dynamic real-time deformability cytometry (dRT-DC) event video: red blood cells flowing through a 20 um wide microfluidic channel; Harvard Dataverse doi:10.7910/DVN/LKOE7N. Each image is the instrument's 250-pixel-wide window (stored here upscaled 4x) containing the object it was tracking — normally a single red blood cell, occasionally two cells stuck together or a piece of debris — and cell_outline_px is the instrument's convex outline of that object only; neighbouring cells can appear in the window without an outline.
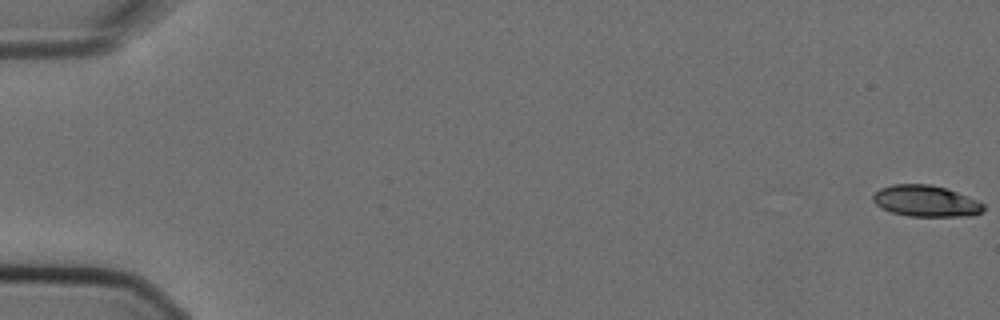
{"species": "Egyptian fruit bat (a non-hibernating species)", "species_latin": "Rousettus aegyptiacus", "temperature_condition": "cold", "stored_images_in_passage": 7, "camera_frame_rate_fps": 3000, "um_per_image_px": 0.085, "animal": {"sex": "female"}, "frame": {"image": 1, "passage_image": 1, "time_ms": 0.0, "image_size_px": [1000, 320], "cell_outline_px": [[984, 212], [976, 216], [908, 216], [892, 212], [876, 204], [872, 200], [872, 196], [880, 188], [892, 184], [932, 184], [948, 188], [976, 200], [984, 204]], "centroid_in_image_um": [78.73, 17.08], "position_along_channel_um": 6.3, "area_um2": 20.29}}
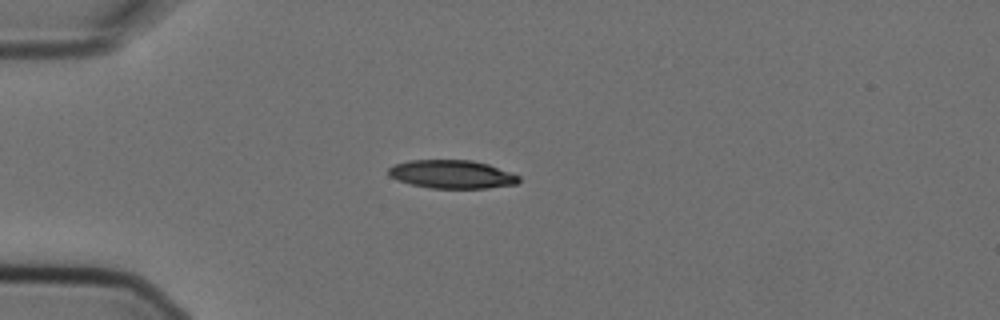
{"frame": {"image": 2, "passage_image": 5, "time_ms": 1.333, "image_size_px": [1000, 320], "cell_outline_px": [[520, 180], [516, 184], [488, 188], [432, 188], [412, 184], [396, 180], [388, 176], [388, 168], [396, 164], [408, 160], [472, 160], [488, 164], [520, 176]], "centroid_in_image_um": [38.39, 14.81], "position_along_channel_um": 46.6, "area_um2": 21.5}}
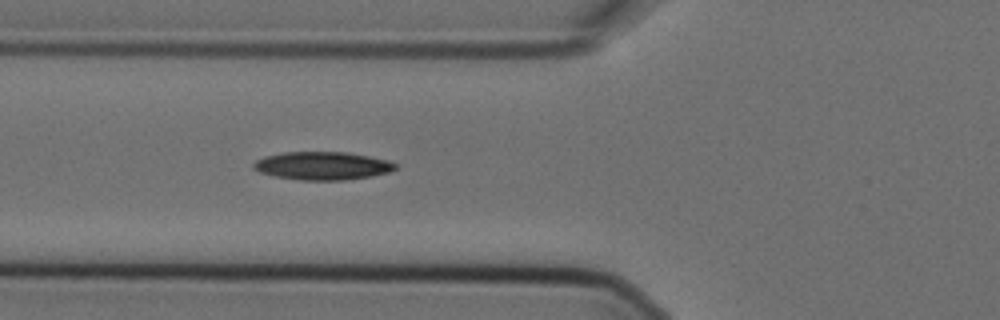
{"frame": {"image": 3, "passage_image": 7, "time_ms": 2.0, "image_size_px": [1000, 320], "cell_outline_px": [[396, 168], [388, 172], [372, 176], [344, 180], [300, 180], [272, 176], [260, 172], [252, 168], [252, 164], [256, 160], [264, 156], [284, 152], [348, 152], [388, 160], [396, 164]], "centroid_in_image_um": [27.37, 14.09], "position_along_channel_um": 98.4, "area_um2": 23.29}}